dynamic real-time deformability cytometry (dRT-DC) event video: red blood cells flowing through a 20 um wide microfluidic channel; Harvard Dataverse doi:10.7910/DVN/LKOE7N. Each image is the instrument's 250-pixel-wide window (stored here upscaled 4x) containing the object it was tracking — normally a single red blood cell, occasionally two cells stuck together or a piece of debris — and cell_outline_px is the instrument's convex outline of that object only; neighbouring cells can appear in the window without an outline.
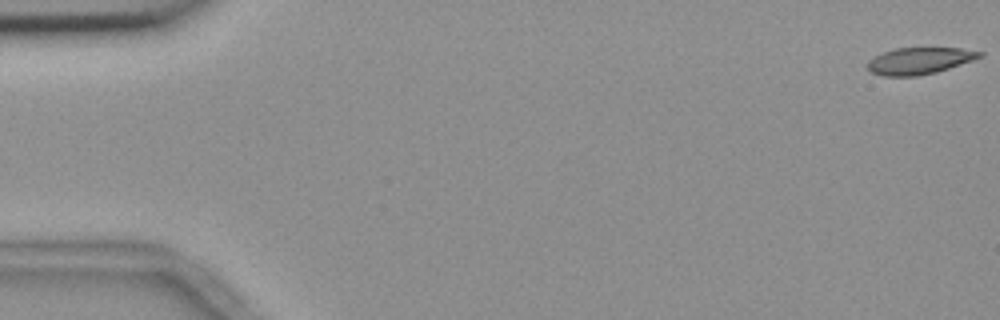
{"species": "common noctule bat (a hibernating species)", "species_latin": "Nyctalus noctula", "temperature_condition": "room temperature", "stored_images_in_passage": 56, "camera_frame_rate_fps": 3000, "um_per_image_px": 0.085, "animal": {"sex": "female", "body_mass_g": 18.4}, "frame": {"image": 1, "passage_image": 1, "time_ms": 0.0, "image_size_px": [1000, 320], "cell_outline_px": [[984, 56], [936, 72], [916, 76], [884, 76], [872, 72], [868, 68], [868, 60], [884, 52], [896, 48], [960, 48], [984, 52]], "centroid_in_image_um": [78.17, 5.16], "position_along_channel_um": 6.8, "area_um2": 17.22}}
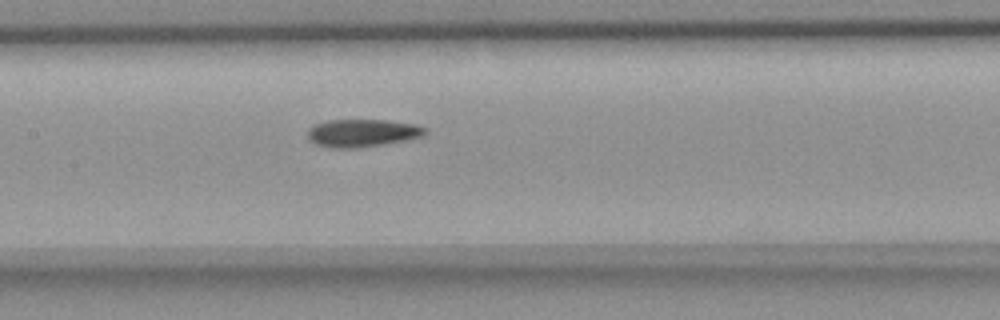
{"frame": {"image": 2, "passage_image": 27, "time_ms": 8.667, "image_size_px": [1000, 320], "cell_outline_px": [[428, 132], [424, 136], [384, 144], [356, 148], [332, 148], [316, 144], [308, 140], [308, 128], [316, 124], [328, 120], [388, 120], [416, 124], [428, 128]], "centroid_in_image_um": [30.82, 11.3], "position_along_channel_um": 176.6, "area_um2": 19.13}}
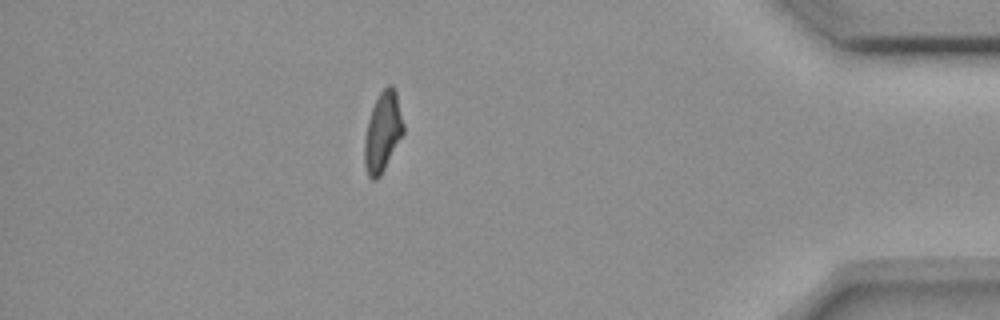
{"frame": {"image": 3, "passage_image": 49, "time_ms": 16.0, "image_size_px": [1000, 320], "cell_outline_px": [[404, 132], [380, 176], [376, 180], [372, 180], [368, 176], [364, 164], [364, 140], [368, 120], [372, 108], [380, 92], [388, 84], [392, 84], [396, 88], [404, 124]], "centroid_in_image_um": [32.53, 11.19], "position_along_channel_um": 402.7, "area_um2": 18.15}, "authors_computed_cell_mechanics": {"area_um2": 18.6983, "velocity_mm_per_s": 3.6756, "shape_relaxation_time_tau1_ms": 8.5993, "shape_relaxation_time_tau2_ms": 7.9453, "deformation_change_tau1": 0.2101, "deformation_change_tau2": 0.1671}}